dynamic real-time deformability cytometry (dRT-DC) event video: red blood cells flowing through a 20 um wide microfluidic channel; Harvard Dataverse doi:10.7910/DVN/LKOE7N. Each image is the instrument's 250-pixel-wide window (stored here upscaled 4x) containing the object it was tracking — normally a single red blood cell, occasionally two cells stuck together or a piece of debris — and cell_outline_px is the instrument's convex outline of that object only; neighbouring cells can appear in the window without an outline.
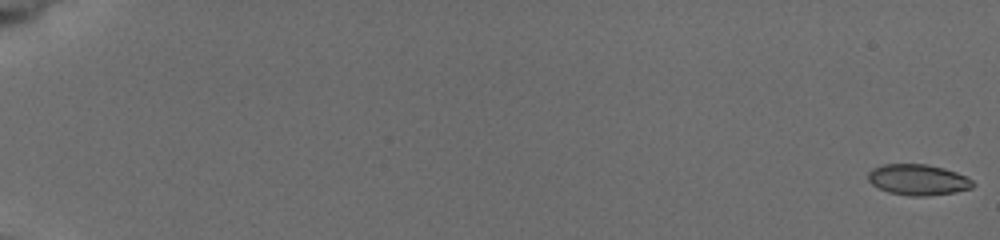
{"species": "common noctule bat (a hibernating species)", "species_latin": "Nyctalus noctula", "temperature_condition": "cold", "stored_images_in_passage": 27, "camera_frame_rate_fps": 3000, "um_per_image_px": 0.085, "animal": {"sex": "female", "body_mass_g": 19.5, "forearm_length_mm": 54.1}, "frame": {"image": 1, "passage_image": 1, "time_ms": 0.0, "image_size_px": [1000, 240], "cell_outline_px": [[976, 184], [972, 188], [956, 192], [928, 196], [908, 196], [888, 192], [872, 184], [868, 180], [868, 172], [872, 168], [884, 164], [924, 164], [944, 168], [956, 172], [972, 180]], "centroid_in_image_um": [78.03, 15.28], "position_along_channel_um": 7.0, "area_um2": 18.9}}
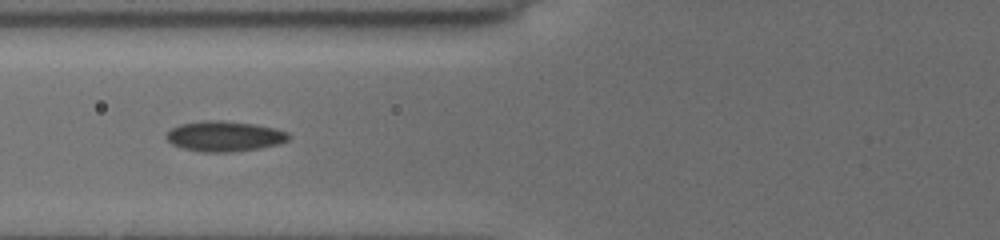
{"frame": {"image": 2, "passage_image": 20, "time_ms": 8.0, "image_size_px": [1000, 240], "cell_outline_px": [[288, 140], [276, 144], [260, 148], [228, 152], [204, 152], [184, 148], [172, 144], [164, 136], [172, 128], [180, 124], [204, 120], [220, 120], [252, 124], [272, 128], [288, 132]], "centroid_in_image_um": [19.03, 11.58], "position_along_channel_um": 106.8, "area_um2": 21.27}}
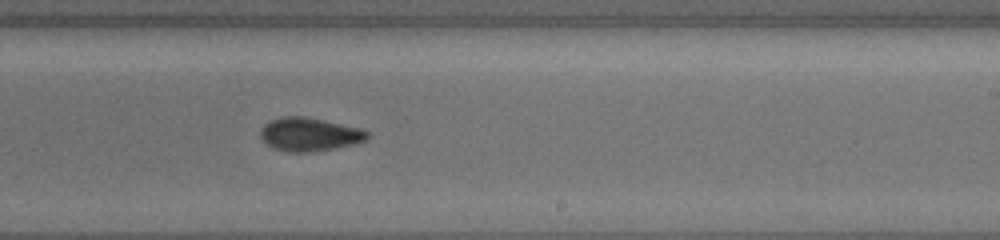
{"frame": {"image": 3, "passage_image": 27, "time_ms": 12.0, "image_size_px": [1000, 240], "cell_outline_px": [[372, 136], [368, 140], [356, 144], [336, 148], [312, 152], [284, 152], [272, 148], [260, 136], [260, 128], [268, 120], [284, 116], [300, 116], [360, 128], [368, 132]], "centroid_in_image_um": [26.3, 11.44], "position_along_channel_um": 262.7, "area_um2": 20.98}}